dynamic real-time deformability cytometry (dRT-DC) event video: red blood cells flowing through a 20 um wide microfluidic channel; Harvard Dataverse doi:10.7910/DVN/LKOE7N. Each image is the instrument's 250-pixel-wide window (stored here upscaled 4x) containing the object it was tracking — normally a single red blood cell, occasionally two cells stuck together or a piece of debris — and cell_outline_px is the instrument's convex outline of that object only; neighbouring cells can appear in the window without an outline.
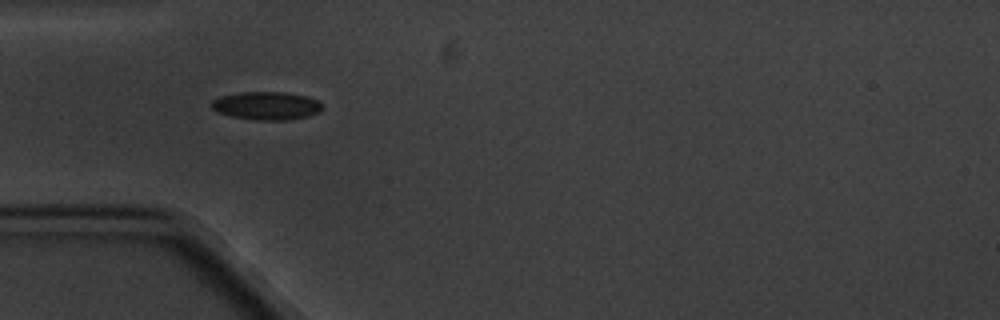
{"species": "common noctule bat (a hibernating species)", "species_latin": "Nyctalus noctula", "temperature_condition": "cold", "stored_images_in_passage": 3, "camera_frame_rate_fps": 3000, "um_per_image_px": 0.085, "animal": {"sex": "male", "body_mass_g": 20.1, "forearm_length_mm": 53.5}, "frame": {"image": 1, "passage_image": 1, "time_ms": 0.0, "image_size_px": [1000, 320], "cell_outline_px": [[324, 108], [320, 112], [308, 116], [288, 120], [256, 120], [232, 116], [216, 112], [212, 108], [212, 100], [220, 96], [240, 92], [284, 92], [308, 96], [316, 100]], "centroid_in_image_um": [22.66, 8.98], "position_along_channel_um": 62.3, "area_um2": 18.21}}